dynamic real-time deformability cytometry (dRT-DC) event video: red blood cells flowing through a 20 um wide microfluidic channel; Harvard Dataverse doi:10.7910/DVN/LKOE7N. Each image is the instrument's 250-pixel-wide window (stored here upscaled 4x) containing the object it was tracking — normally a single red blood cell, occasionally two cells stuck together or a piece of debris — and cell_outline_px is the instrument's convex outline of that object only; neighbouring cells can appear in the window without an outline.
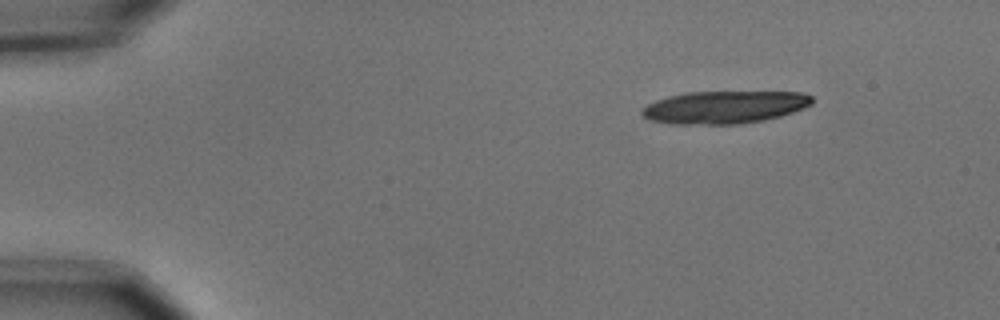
{"species": "common noctule bat (a hibernating species)", "species_latin": "Nyctalus noctula", "temperature_condition": "cold", "stored_images_in_passage": 14, "camera_frame_rate_fps": 3000, "um_per_image_px": 0.085, "animal": {"sex": "male", "body_mass_g": 15.6}, "frame": {"image": 1, "passage_image": 1, "time_ms": 0.0, "image_size_px": [1000, 320], "cell_outline_px": [[812, 104], [804, 108], [780, 116], [764, 120], [740, 124], [668, 124], [648, 120], [640, 112], [648, 104], [656, 100], [668, 96], [684, 92], [800, 92], [812, 96]], "centroid_in_image_um": [61.56, 9.11], "position_along_channel_um": 23.4, "area_um2": 32.43}}